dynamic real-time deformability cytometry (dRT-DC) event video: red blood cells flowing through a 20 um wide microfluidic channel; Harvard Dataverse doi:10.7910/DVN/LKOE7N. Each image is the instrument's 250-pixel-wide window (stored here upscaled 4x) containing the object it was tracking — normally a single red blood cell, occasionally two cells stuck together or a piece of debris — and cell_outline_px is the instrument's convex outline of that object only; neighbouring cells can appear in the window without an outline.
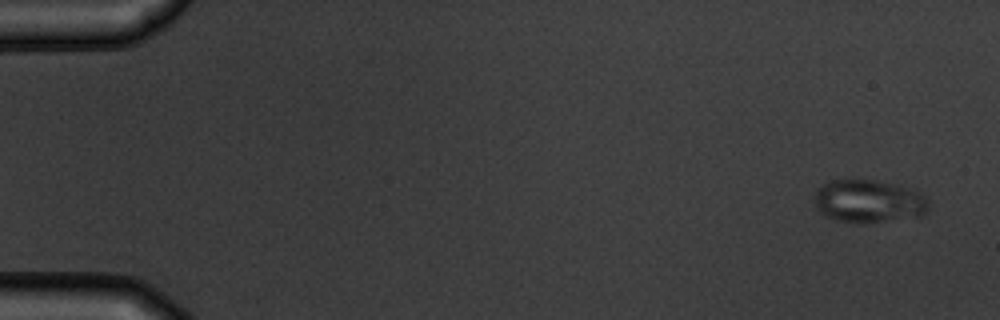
{"species": "common noctule bat (a hibernating species)", "species_latin": "Nyctalus noctula", "temperature_condition": "warm", "stored_images_in_passage": 5, "camera_frame_rate_fps": 3000, "um_per_image_px": 0.085, "animal": {"sex": "male", "body_mass_g": 19.5, "forearm_length_mm": 54.6}, "frame": {"image": 1, "passage_image": 1, "time_ms": 0.0, "image_size_px": [1000, 320], "cell_outline_px": [[928, 212], [920, 216], [864, 224], [852, 224], [836, 220], [824, 216], [816, 208], [816, 188], [828, 180], [876, 180], [916, 188], [928, 200]], "centroid_in_image_um": [73.86, 17.11], "position_along_channel_um": 11.1, "area_um2": 29.25}}